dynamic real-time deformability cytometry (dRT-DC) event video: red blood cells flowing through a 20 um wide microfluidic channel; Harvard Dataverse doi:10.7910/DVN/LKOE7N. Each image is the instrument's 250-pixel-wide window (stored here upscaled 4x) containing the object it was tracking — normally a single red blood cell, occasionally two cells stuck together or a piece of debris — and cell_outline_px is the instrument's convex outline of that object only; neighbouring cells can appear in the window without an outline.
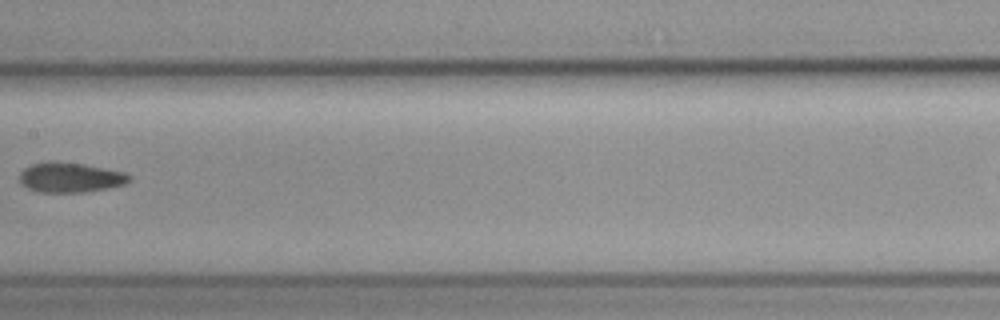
{"species": "common noctule bat (a hibernating species)", "species_latin": "Nyctalus noctula", "temperature_condition": "cold", "stored_images_in_passage": 8, "camera_frame_rate_fps": 3000, "um_per_image_px": 0.085, "animal": {"sex": "female", "body_mass_g": 19.3, "forearm_length_mm": 54.1}, "frame": {"image": 1, "passage_image": 8, "time_ms": 9.0, "image_size_px": [1000, 320], "cell_outline_px": [[132, 180], [124, 184], [108, 188], [84, 192], [40, 192], [28, 188], [20, 184], [20, 172], [24, 168], [32, 164], [48, 160], [84, 164], [124, 172], [132, 176]], "centroid_in_image_um": [5.96, 15.07], "position_along_channel_um": 201.4, "area_um2": 19.25}}